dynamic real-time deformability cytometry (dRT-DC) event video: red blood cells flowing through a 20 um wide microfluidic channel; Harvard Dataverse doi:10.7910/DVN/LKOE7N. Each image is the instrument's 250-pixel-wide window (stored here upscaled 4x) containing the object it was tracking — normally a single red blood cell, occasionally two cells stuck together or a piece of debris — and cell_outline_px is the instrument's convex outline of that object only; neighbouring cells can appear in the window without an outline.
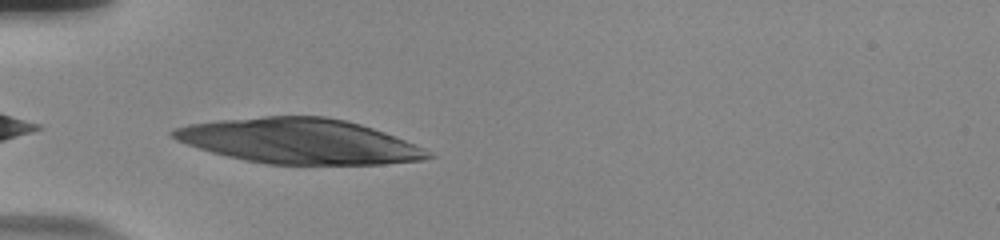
{"species": "human", "species_latin": "Homo sapiens", "temperature_condition": "room temperature", "stored_images_in_passage": 36, "camera_frame_rate_fps": 3000, "um_per_image_px": 0.085, "donor": {"sex": "male"}, "frame": {"image": 1, "passage_image": 1, "time_ms": 0.0, "image_size_px": [1000, 240], "cell_outline_px": [[436, 156], [424, 160], [384, 164], [268, 164], [244, 160], [212, 152], [176, 140], [168, 132], [172, 128], [188, 124], [216, 120], [264, 116], [324, 116], [344, 120], [360, 124], [396, 136], [424, 148]], "centroid_in_image_um": [25.44, 11.99], "position_along_channel_um": 59.6, "area_um2": 66.87}}